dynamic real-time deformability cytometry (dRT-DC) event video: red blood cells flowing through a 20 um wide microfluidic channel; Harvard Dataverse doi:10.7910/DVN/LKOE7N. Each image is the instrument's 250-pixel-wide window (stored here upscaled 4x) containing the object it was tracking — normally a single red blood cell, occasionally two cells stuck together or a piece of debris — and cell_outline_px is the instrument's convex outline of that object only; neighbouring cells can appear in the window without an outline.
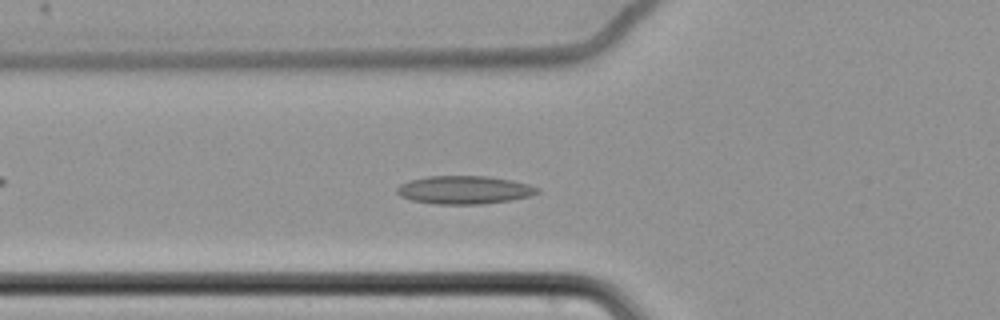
{"species": "common noctule bat (a hibernating species)", "species_latin": "Nyctalus noctula", "temperature_condition": "cold", "stored_images_in_passage": 51, "camera_frame_rate_fps": 3000, "um_per_image_px": 0.085, "animal": {"sex": "female", "body_mass_g": 22.7, "forearm_length_mm": 54.2}, "frame": {"image": 1, "passage_image": 13, "time_ms": 4.0, "image_size_px": [1000, 320], "cell_outline_px": [[540, 192], [532, 196], [512, 200], [480, 204], [436, 204], [412, 200], [400, 196], [396, 192], [396, 188], [400, 184], [408, 180], [428, 176], [488, 176], [512, 180], [528, 184], [540, 188]], "centroid_in_image_um": [39.48, 16.14], "position_along_channel_um": 86.3, "area_um2": 23.24}}
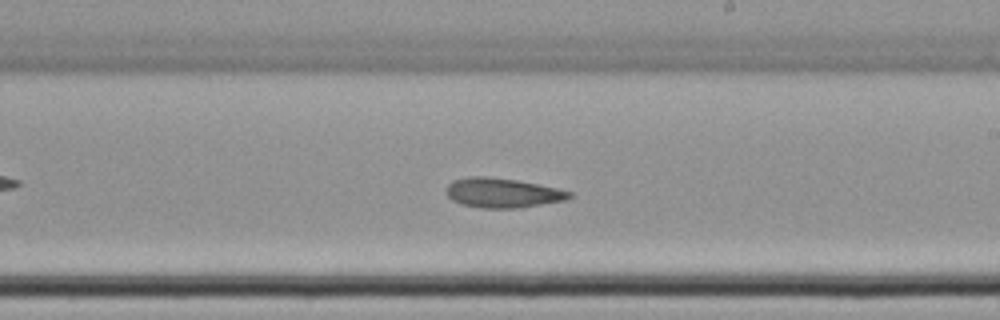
{"frame": {"image": 2, "passage_image": 27, "time_ms": 8.667, "image_size_px": [1000, 320], "cell_outline_px": [[572, 196], [564, 200], [520, 208], [484, 208], [460, 204], [452, 200], [444, 192], [448, 184], [452, 180], [468, 176], [488, 176], [516, 180], [556, 188], [572, 192]], "centroid_in_image_um": [42.65, 16.39], "position_along_channel_um": 246.4, "area_um2": 21.27}}
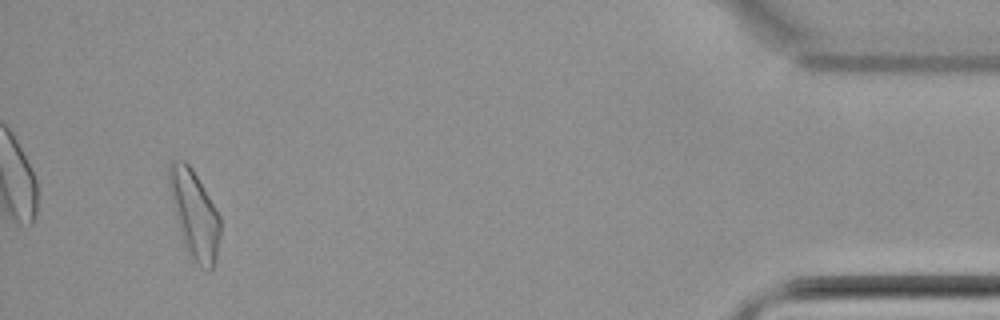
{"frame": {"image": 3, "passage_image": 48, "time_ms": 15.667, "image_size_px": [1000, 320], "cell_outline_px": [[220, 236], [216, 256], [212, 268], [208, 272], [200, 268], [188, 256], [176, 220], [168, 184], [168, 164], [172, 160], [184, 160], [192, 168], [220, 216]], "centroid_in_image_um": [16.51, 18.24], "position_along_channel_um": 418.7, "area_um2": 26.24}}